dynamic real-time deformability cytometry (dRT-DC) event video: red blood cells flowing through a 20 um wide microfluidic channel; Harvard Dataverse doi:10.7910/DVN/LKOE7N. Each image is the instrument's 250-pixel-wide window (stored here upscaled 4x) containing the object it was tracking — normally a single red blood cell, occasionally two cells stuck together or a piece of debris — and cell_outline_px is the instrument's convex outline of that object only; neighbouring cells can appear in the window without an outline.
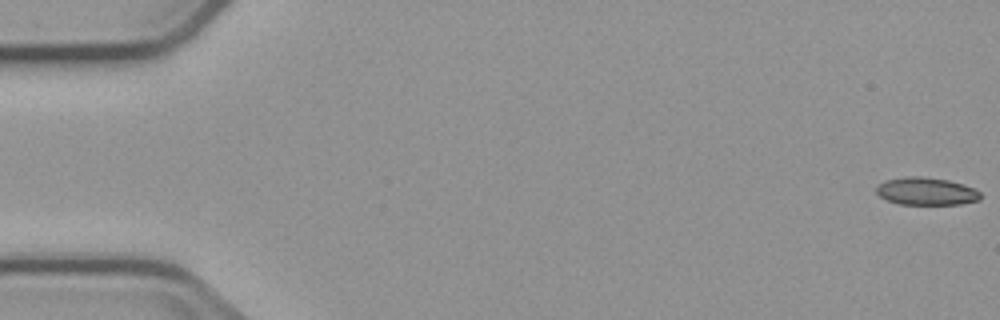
{"species": "common noctule bat (a hibernating species)", "species_latin": "Nyctalus noctula", "temperature_condition": "cold", "stored_images_in_passage": 6, "camera_frame_rate_fps": 3000, "um_per_image_px": 0.085, "animal": {"sex": "male", "body_mass_g": 23.1, "forearm_length_mm": 52.7}, "frame": {"image": 1, "passage_image": 1, "time_ms": 0.0, "image_size_px": [1000, 320], "cell_outline_px": [[980, 200], [960, 204], [900, 204], [888, 200], [880, 196], [876, 192], [876, 188], [884, 180], [904, 176], [920, 176], [948, 180], [964, 184], [980, 192]], "centroid_in_image_um": [78.73, 16.25], "position_along_channel_um": 6.3, "area_um2": 16.7}}
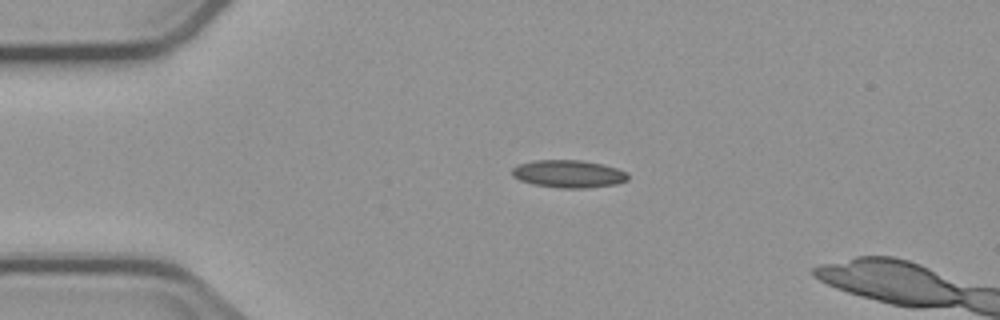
{"frame": {"image": 2, "passage_image": 4, "time_ms": 4.0, "image_size_px": [1000, 320], "cell_outline_px": [[628, 180], [616, 184], [588, 188], [560, 188], [532, 184], [520, 180], [512, 176], [512, 168], [516, 164], [532, 160], [580, 160], [604, 164], [628, 172]], "centroid_in_image_um": [48.31, 14.77], "position_along_channel_um": 36.7, "area_um2": 18.9}}